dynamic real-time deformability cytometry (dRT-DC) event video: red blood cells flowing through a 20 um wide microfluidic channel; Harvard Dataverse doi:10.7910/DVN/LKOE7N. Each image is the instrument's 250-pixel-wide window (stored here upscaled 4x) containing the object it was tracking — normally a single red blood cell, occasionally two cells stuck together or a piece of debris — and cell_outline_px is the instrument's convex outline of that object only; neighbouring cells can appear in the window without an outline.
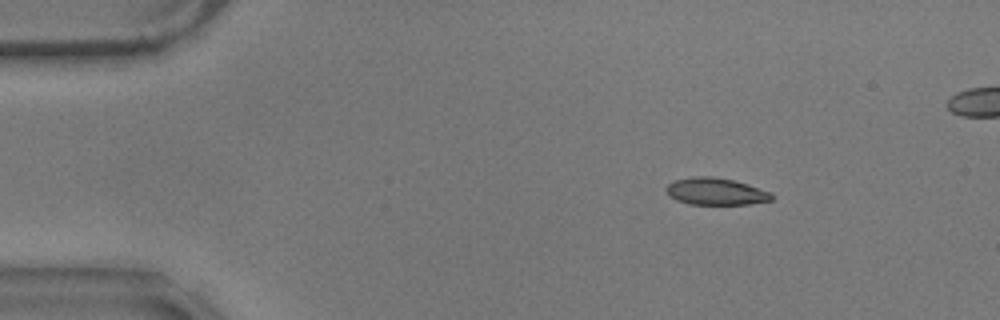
{"species": "common noctule bat (a hibernating species)", "species_latin": "Nyctalus noctula", "temperature_condition": "warm", "stored_images_in_passage": 54, "camera_frame_rate_fps": 3000, "um_per_image_px": 0.085, "animal": {"sex": "male", "body_mass_g": 17.9}, "frame": {"image": 1, "passage_image": 8, "time_ms": 2.333, "image_size_px": [1000, 320], "cell_outline_px": [[772, 200], [748, 204], [688, 204], [676, 200], [668, 196], [664, 188], [668, 184], [676, 180], [692, 176], [712, 176], [732, 180], [772, 192]], "centroid_in_image_um": [60.79, 16.27], "position_along_channel_um": 24.2, "area_um2": 16.59}}
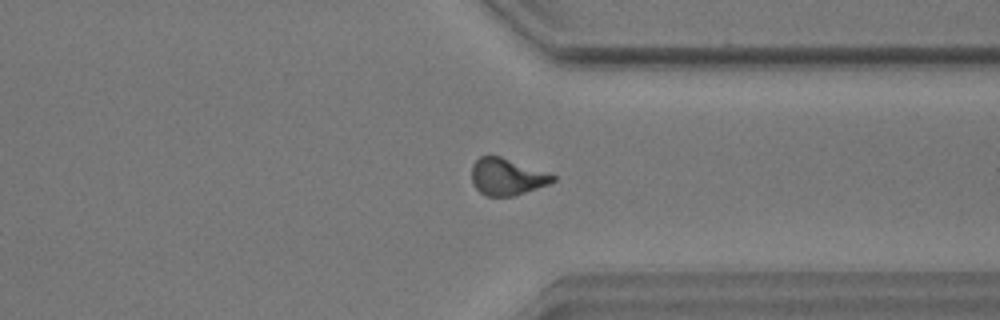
{"frame": {"image": 2, "passage_image": 43, "time_ms": 14.0, "image_size_px": [1000, 320], "cell_outline_px": [[556, 180], [548, 184], [512, 196], [488, 196], [480, 192], [476, 188], [472, 180], [472, 164], [480, 156], [500, 156], [556, 176]], "centroid_in_image_um": [43.06, 15.02], "position_along_channel_um": 368.3, "area_um2": 16.99}}
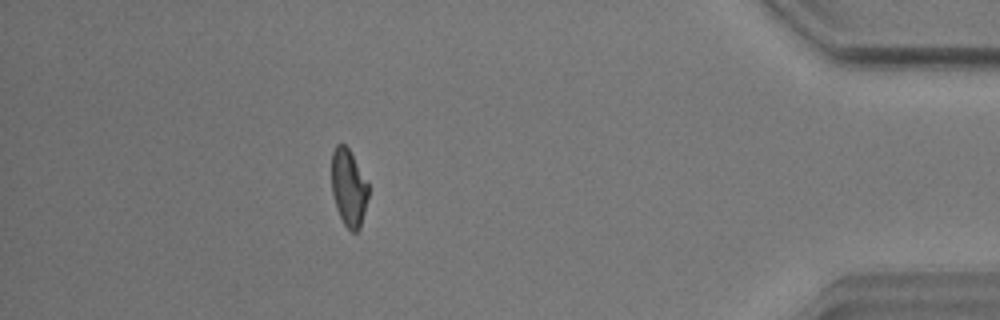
{"frame": {"image": 3, "passage_image": 50, "time_ms": 16.333, "image_size_px": [1000, 320], "cell_outline_px": [[368, 196], [360, 228], [356, 232], [352, 232], [344, 224], [336, 208], [332, 192], [332, 152], [336, 144], [344, 144], [348, 148], [368, 184]], "centroid_in_image_um": [29.62, 15.97], "position_along_channel_um": 405.6, "area_um2": 16.24}, "authors_computed_cell_mechanics": {"area_um2": 17.5712, "velocity_mm_per_s": 3.5727, "shape_relaxation_time_tau1_ms": 4.9484, "shape_relaxation_time_tau2_ms": 1.9497, "deformation_change_tau1": 0.1637, "deformation_change_tau2": 0.0763}}